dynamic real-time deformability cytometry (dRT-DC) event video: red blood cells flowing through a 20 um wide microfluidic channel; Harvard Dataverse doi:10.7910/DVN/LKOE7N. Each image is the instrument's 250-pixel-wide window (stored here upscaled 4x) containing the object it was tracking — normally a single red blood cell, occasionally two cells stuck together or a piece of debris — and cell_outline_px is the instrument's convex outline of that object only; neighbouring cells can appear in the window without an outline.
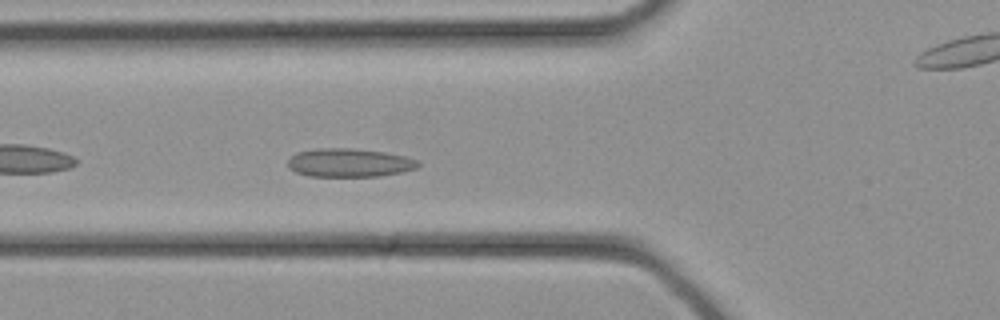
{"species": "common noctule bat (a hibernating species)", "species_latin": "Nyctalus noctula", "temperature_condition": "cold", "stored_images_in_passage": 27, "camera_frame_rate_fps": 3000, "um_per_image_px": 0.085, "animal": {"sex": "female", "body_mass_g": 21.9}, "frame": {"image": 1, "passage_image": 4, "time_ms": 1.0, "image_size_px": [1000, 320], "cell_outline_px": [[420, 164], [416, 168], [400, 172], [380, 176], [308, 176], [296, 172], [288, 168], [288, 160], [296, 152], [316, 148], [352, 148], [384, 152], [408, 156], [420, 160]], "centroid_in_image_um": [29.7, 13.82], "position_along_channel_um": 96.1, "area_um2": 21.79}}
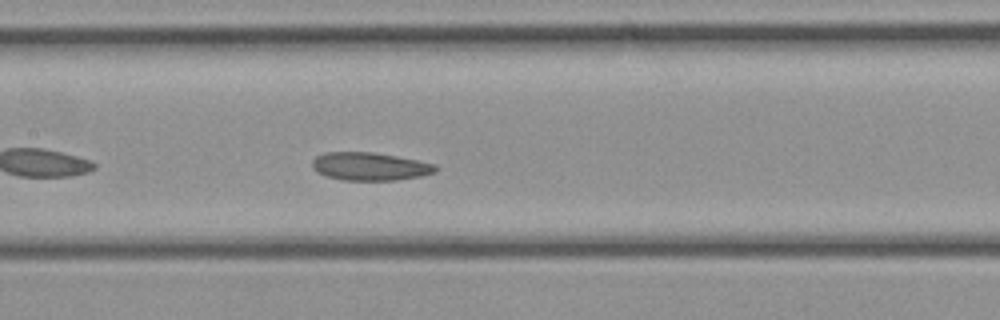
{"frame": {"image": 2, "passage_image": 8, "time_ms": 2.333, "image_size_px": [1000, 320], "cell_outline_px": [[440, 168], [436, 172], [420, 176], [396, 180], [344, 180], [328, 176], [316, 172], [312, 168], [312, 160], [316, 156], [324, 152], [372, 152], [396, 156], [436, 164]], "centroid_in_image_um": [31.44, 14.14], "position_along_channel_um": 176.0, "area_um2": 20.17}}
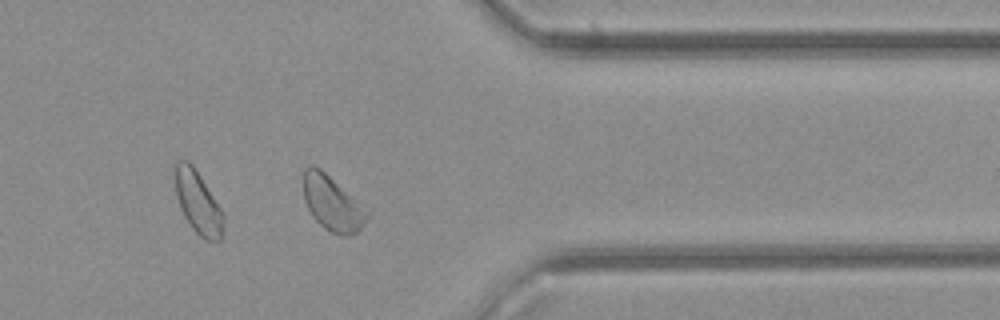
{"frame": {"image": 3, "passage_image": 19, "time_ms": 6.0, "image_size_px": [1000, 320], "cell_outline_px": [[368, 220], [356, 232], [348, 236], [344, 236], [332, 232], [324, 228], [312, 216], [304, 200], [304, 168], [308, 164], [312, 164], [320, 168], [356, 200], [368, 212]], "centroid_in_image_um": [28.21, 17.28], "position_along_channel_um": 383.2, "area_um2": 19.94}}